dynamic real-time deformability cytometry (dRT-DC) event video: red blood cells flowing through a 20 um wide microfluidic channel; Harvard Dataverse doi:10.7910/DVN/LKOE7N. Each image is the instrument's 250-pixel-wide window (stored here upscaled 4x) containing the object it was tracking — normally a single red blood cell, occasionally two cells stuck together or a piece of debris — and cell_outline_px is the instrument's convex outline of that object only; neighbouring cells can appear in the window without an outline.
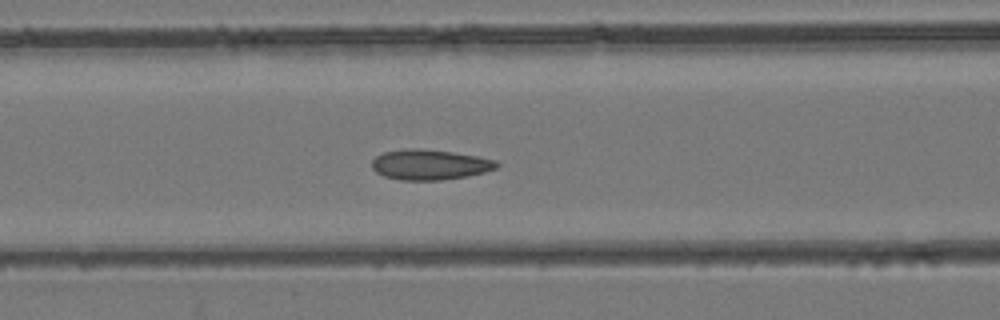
{"species": "common noctule bat (a hibernating species)", "species_latin": "Nyctalus noctula", "temperature_condition": "room temperature", "stored_images_in_passage": 37, "camera_frame_rate_fps": 3000, "um_per_image_px": 0.085, "animal": {"sex": "female", "body_mass_g": 24.6, "forearm_length_mm": 56.2}, "frame": {"image": 1, "passage_image": 11, "time_ms": 3.333, "image_size_px": [1000, 320], "cell_outline_px": [[500, 164], [496, 168], [484, 172], [468, 176], [440, 180], [400, 180], [384, 176], [376, 172], [372, 168], [372, 160], [376, 156], [384, 152], [412, 148], [420, 148], [452, 152], [476, 156], [496, 160]], "centroid_in_image_um": [36.53, 13.99], "position_along_channel_um": 130.1, "area_um2": 21.96}}
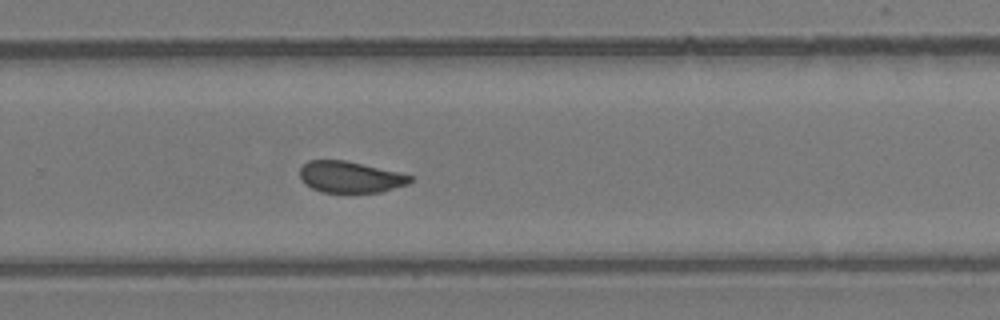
{"frame": {"image": 2, "passage_image": 22, "time_ms": 7.0, "image_size_px": [1000, 320], "cell_outline_px": [[412, 180], [408, 184], [380, 192], [320, 192], [304, 184], [300, 180], [300, 168], [308, 160], [344, 160], [400, 172], [412, 176]], "centroid_in_image_um": [29.74, 15.04], "position_along_channel_um": 300.1, "area_um2": 20.17}}
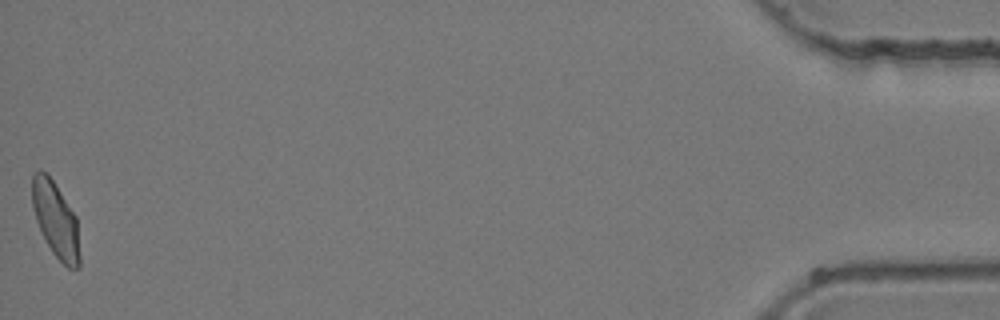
{"frame": {"image": 3, "passage_image": 37, "time_ms": 12.0, "image_size_px": [1000, 320], "cell_outline_px": [[80, 268], [68, 268], [52, 252], [36, 220], [32, 208], [32, 176], [40, 168], [52, 180], [76, 216], [80, 256]], "centroid_in_image_um": [4.73, 18.69], "position_along_channel_um": 430.5, "area_um2": 20.58}}